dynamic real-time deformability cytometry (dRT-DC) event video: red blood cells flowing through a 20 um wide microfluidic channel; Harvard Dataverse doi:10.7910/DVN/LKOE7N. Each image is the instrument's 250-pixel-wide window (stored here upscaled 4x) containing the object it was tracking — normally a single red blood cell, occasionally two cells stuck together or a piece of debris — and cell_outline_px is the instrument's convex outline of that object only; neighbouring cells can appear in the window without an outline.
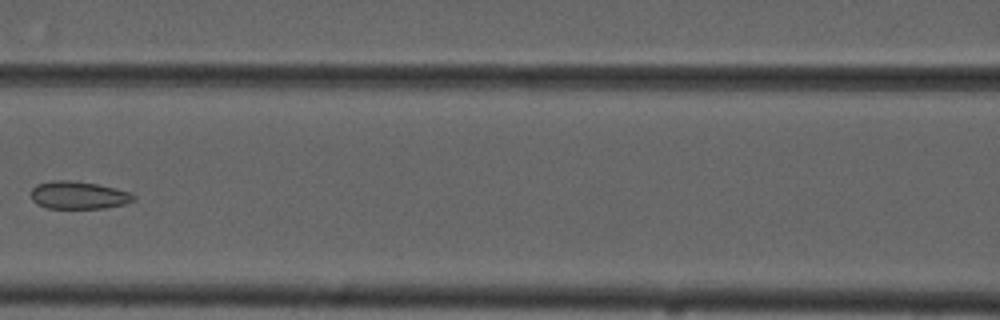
{"species": "common noctule bat (a hibernating species)", "species_latin": "Nyctalus noctula", "temperature_condition": "cold", "stored_images_in_passage": 7, "camera_frame_rate_fps": 3000, "um_per_image_px": 0.085, "animal": {"sex": "male", "forearm_length_mm": 52.5}, "frame": {"image": 1, "passage_image": 6, "time_ms": 7.333, "image_size_px": [1000, 320], "cell_outline_px": [[136, 200], [124, 204], [104, 208], [48, 208], [36, 204], [32, 200], [32, 188], [36, 184], [52, 180], [72, 180], [96, 184], [116, 188], [132, 192], [136, 196]], "centroid_in_image_um": [6.69, 16.58], "position_along_channel_um": 159.9, "area_um2": 16.7}}
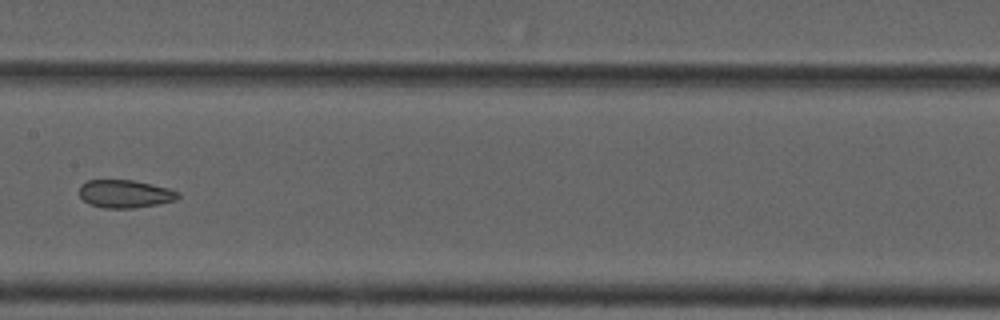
{"frame": {"image": 2, "passage_image": 7, "time_ms": 8.333, "image_size_px": [1000, 320], "cell_outline_px": [[180, 196], [176, 200], [160, 204], [132, 208], [104, 208], [88, 204], [80, 196], [80, 184], [88, 180], [132, 180], [152, 184], [168, 188], [180, 192]], "centroid_in_image_um": [10.64, 16.48], "position_along_channel_um": 196.8, "area_um2": 16.18}}